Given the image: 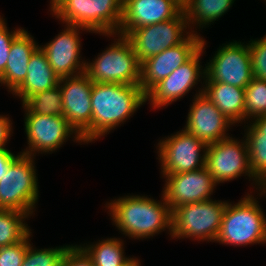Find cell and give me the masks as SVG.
Returning a JSON list of instances; mask_svg holds the SVG:
<instances>
[{
    "label": "cell",
    "mask_w": 266,
    "mask_h": 266,
    "mask_svg": "<svg viewBox=\"0 0 266 266\" xmlns=\"http://www.w3.org/2000/svg\"><path fill=\"white\" fill-rule=\"evenodd\" d=\"M22 30V28H17L10 32L5 19L0 15V76L5 71L11 43Z\"/></svg>",
    "instance_id": "1f68e13d"
},
{
    "label": "cell",
    "mask_w": 266,
    "mask_h": 266,
    "mask_svg": "<svg viewBox=\"0 0 266 266\" xmlns=\"http://www.w3.org/2000/svg\"><path fill=\"white\" fill-rule=\"evenodd\" d=\"M35 157L20 153L0 179V209L34 213L38 202V177Z\"/></svg>",
    "instance_id": "52a82bcc"
},
{
    "label": "cell",
    "mask_w": 266,
    "mask_h": 266,
    "mask_svg": "<svg viewBox=\"0 0 266 266\" xmlns=\"http://www.w3.org/2000/svg\"><path fill=\"white\" fill-rule=\"evenodd\" d=\"M260 40L266 44V35H264L262 38L260 37Z\"/></svg>",
    "instance_id": "74e56055"
},
{
    "label": "cell",
    "mask_w": 266,
    "mask_h": 266,
    "mask_svg": "<svg viewBox=\"0 0 266 266\" xmlns=\"http://www.w3.org/2000/svg\"><path fill=\"white\" fill-rule=\"evenodd\" d=\"M24 126L28 147L20 153L32 157L55 152L71 135L74 142H83L64 116L25 114Z\"/></svg>",
    "instance_id": "7c38bea8"
},
{
    "label": "cell",
    "mask_w": 266,
    "mask_h": 266,
    "mask_svg": "<svg viewBox=\"0 0 266 266\" xmlns=\"http://www.w3.org/2000/svg\"><path fill=\"white\" fill-rule=\"evenodd\" d=\"M92 142L126 122L146 103L139 85L95 83L91 90Z\"/></svg>",
    "instance_id": "7a4b0ae2"
},
{
    "label": "cell",
    "mask_w": 266,
    "mask_h": 266,
    "mask_svg": "<svg viewBox=\"0 0 266 266\" xmlns=\"http://www.w3.org/2000/svg\"><path fill=\"white\" fill-rule=\"evenodd\" d=\"M202 39L200 33H191L182 43L143 61L139 86L144 93L146 94L155 84L186 63L200 49Z\"/></svg>",
    "instance_id": "e0dca14e"
},
{
    "label": "cell",
    "mask_w": 266,
    "mask_h": 266,
    "mask_svg": "<svg viewBox=\"0 0 266 266\" xmlns=\"http://www.w3.org/2000/svg\"><path fill=\"white\" fill-rule=\"evenodd\" d=\"M123 266H141V262L136 257H131V259Z\"/></svg>",
    "instance_id": "d590c367"
},
{
    "label": "cell",
    "mask_w": 266,
    "mask_h": 266,
    "mask_svg": "<svg viewBox=\"0 0 266 266\" xmlns=\"http://www.w3.org/2000/svg\"><path fill=\"white\" fill-rule=\"evenodd\" d=\"M14 155L10 150L7 148L0 149V179L5 175L7 168L9 167L10 163L19 155Z\"/></svg>",
    "instance_id": "e575fe53"
},
{
    "label": "cell",
    "mask_w": 266,
    "mask_h": 266,
    "mask_svg": "<svg viewBox=\"0 0 266 266\" xmlns=\"http://www.w3.org/2000/svg\"><path fill=\"white\" fill-rule=\"evenodd\" d=\"M203 93L232 123L244 122L245 88L223 82L203 81Z\"/></svg>",
    "instance_id": "7402d4cb"
},
{
    "label": "cell",
    "mask_w": 266,
    "mask_h": 266,
    "mask_svg": "<svg viewBox=\"0 0 266 266\" xmlns=\"http://www.w3.org/2000/svg\"><path fill=\"white\" fill-rule=\"evenodd\" d=\"M235 0H189L183 8L189 29L207 27L224 15ZM192 24V25H191ZM193 26V28H192Z\"/></svg>",
    "instance_id": "cb8c5ba5"
},
{
    "label": "cell",
    "mask_w": 266,
    "mask_h": 266,
    "mask_svg": "<svg viewBox=\"0 0 266 266\" xmlns=\"http://www.w3.org/2000/svg\"><path fill=\"white\" fill-rule=\"evenodd\" d=\"M252 122L244 130L249 166L253 176L266 188V115L254 118Z\"/></svg>",
    "instance_id": "603a6c76"
},
{
    "label": "cell",
    "mask_w": 266,
    "mask_h": 266,
    "mask_svg": "<svg viewBox=\"0 0 266 266\" xmlns=\"http://www.w3.org/2000/svg\"><path fill=\"white\" fill-rule=\"evenodd\" d=\"M123 245L122 239L114 237L80 246L92 258L94 266H123L131 259L125 256Z\"/></svg>",
    "instance_id": "d4e9b609"
},
{
    "label": "cell",
    "mask_w": 266,
    "mask_h": 266,
    "mask_svg": "<svg viewBox=\"0 0 266 266\" xmlns=\"http://www.w3.org/2000/svg\"><path fill=\"white\" fill-rule=\"evenodd\" d=\"M248 42L253 77L266 80V44L258 38Z\"/></svg>",
    "instance_id": "f546056e"
},
{
    "label": "cell",
    "mask_w": 266,
    "mask_h": 266,
    "mask_svg": "<svg viewBox=\"0 0 266 266\" xmlns=\"http://www.w3.org/2000/svg\"><path fill=\"white\" fill-rule=\"evenodd\" d=\"M203 89L202 84L194 96L184 130L208 145L230 137L226 132L234 123L220 112Z\"/></svg>",
    "instance_id": "9a60e30c"
},
{
    "label": "cell",
    "mask_w": 266,
    "mask_h": 266,
    "mask_svg": "<svg viewBox=\"0 0 266 266\" xmlns=\"http://www.w3.org/2000/svg\"><path fill=\"white\" fill-rule=\"evenodd\" d=\"M177 4H179L182 8H184L189 0H174Z\"/></svg>",
    "instance_id": "8d00e7d4"
},
{
    "label": "cell",
    "mask_w": 266,
    "mask_h": 266,
    "mask_svg": "<svg viewBox=\"0 0 266 266\" xmlns=\"http://www.w3.org/2000/svg\"><path fill=\"white\" fill-rule=\"evenodd\" d=\"M29 217L20 211L0 209V247L16 244L32 231L24 221Z\"/></svg>",
    "instance_id": "484cf974"
},
{
    "label": "cell",
    "mask_w": 266,
    "mask_h": 266,
    "mask_svg": "<svg viewBox=\"0 0 266 266\" xmlns=\"http://www.w3.org/2000/svg\"><path fill=\"white\" fill-rule=\"evenodd\" d=\"M123 0H51V14L61 23L101 35L117 34L122 19Z\"/></svg>",
    "instance_id": "3957f363"
},
{
    "label": "cell",
    "mask_w": 266,
    "mask_h": 266,
    "mask_svg": "<svg viewBox=\"0 0 266 266\" xmlns=\"http://www.w3.org/2000/svg\"><path fill=\"white\" fill-rule=\"evenodd\" d=\"M104 36L118 38L92 62L85 61L84 73L95 83L139 85L141 64L130 41L119 34Z\"/></svg>",
    "instance_id": "5b68a950"
},
{
    "label": "cell",
    "mask_w": 266,
    "mask_h": 266,
    "mask_svg": "<svg viewBox=\"0 0 266 266\" xmlns=\"http://www.w3.org/2000/svg\"><path fill=\"white\" fill-rule=\"evenodd\" d=\"M165 179L162 191L170 210L189 204L211 200L218 184L206 167L180 174H161Z\"/></svg>",
    "instance_id": "2e32d148"
},
{
    "label": "cell",
    "mask_w": 266,
    "mask_h": 266,
    "mask_svg": "<svg viewBox=\"0 0 266 266\" xmlns=\"http://www.w3.org/2000/svg\"><path fill=\"white\" fill-rule=\"evenodd\" d=\"M228 201L207 200L172 210L171 237L197 241H216Z\"/></svg>",
    "instance_id": "8992f818"
},
{
    "label": "cell",
    "mask_w": 266,
    "mask_h": 266,
    "mask_svg": "<svg viewBox=\"0 0 266 266\" xmlns=\"http://www.w3.org/2000/svg\"><path fill=\"white\" fill-rule=\"evenodd\" d=\"M62 266H94V263L80 245H71L64 255Z\"/></svg>",
    "instance_id": "d6a6232c"
},
{
    "label": "cell",
    "mask_w": 266,
    "mask_h": 266,
    "mask_svg": "<svg viewBox=\"0 0 266 266\" xmlns=\"http://www.w3.org/2000/svg\"><path fill=\"white\" fill-rule=\"evenodd\" d=\"M167 137L157 145L162 174H180L205 167L207 145L203 141L184 129Z\"/></svg>",
    "instance_id": "30bf717a"
},
{
    "label": "cell",
    "mask_w": 266,
    "mask_h": 266,
    "mask_svg": "<svg viewBox=\"0 0 266 266\" xmlns=\"http://www.w3.org/2000/svg\"><path fill=\"white\" fill-rule=\"evenodd\" d=\"M266 115V80L254 78L245 88L244 123Z\"/></svg>",
    "instance_id": "83f0119b"
},
{
    "label": "cell",
    "mask_w": 266,
    "mask_h": 266,
    "mask_svg": "<svg viewBox=\"0 0 266 266\" xmlns=\"http://www.w3.org/2000/svg\"><path fill=\"white\" fill-rule=\"evenodd\" d=\"M161 199L156 201L145 195H127L110 200L105 207L113 225L129 238L143 240L166 229L171 236L172 211L163 194Z\"/></svg>",
    "instance_id": "6da1fadb"
},
{
    "label": "cell",
    "mask_w": 266,
    "mask_h": 266,
    "mask_svg": "<svg viewBox=\"0 0 266 266\" xmlns=\"http://www.w3.org/2000/svg\"><path fill=\"white\" fill-rule=\"evenodd\" d=\"M38 48L34 37L23 29L11 43L6 68L0 76L1 86L5 85L13 93L24 82L29 60Z\"/></svg>",
    "instance_id": "ffe728a7"
},
{
    "label": "cell",
    "mask_w": 266,
    "mask_h": 266,
    "mask_svg": "<svg viewBox=\"0 0 266 266\" xmlns=\"http://www.w3.org/2000/svg\"><path fill=\"white\" fill-rule=\"evenodd\" d=\"M183 8L174 0H123L122 19L117 34L177 17Z\"/></svg>",
    "instance_id": "d6986e66"
},
{
    "label": "cell",
    "mask_w": 266,
    "mask_h": 266,
    "mask_svg": "<svg viewBox=\"0 0 266 266\" xmlns=\"http://www.w3.org/2000/svg\"><path fill=\"white\" fill-rule=\"evenodd\" d=\"M65 30L55 38L39 47L45 53L51 68L61 79L76 76L85 71V60L81 59L80 30L75 25L66 24ZM82 60V61H81Z\"/></svg>",
    "instance_id": "ac0fdd59"
},
{
    "label": "cell",
    "mask_w": 266,
    "mask_h": 266,
    "mask_svg": "<svg viewBox=\"0 0 266 266\" xmlns=\"http://www.w3.org/2000/svg\"><path fill=\"white\" fill-rule=\"evenodd\" d=\"M187 28L189 30L182 11L175 18L130 30L124 36L130 41L141 64L163 50L182 43L191 33L198 34L195 30L187 31Z\"/></svg>",
    "instance_id": "9c48e42d"
},
{
    "label": "cell",
    "mask_w": 266,
    "mask_h": 266,
    "mask_svg": "<svg viewBox=\"0 0 266 266\" xmlns=\"http://www.w3.org/2000/svg\"><path fill=\"white\" fill-rule=\"evenodd\" d=\"M222 45L205 64L204 81L246 88L253 79L248 43L233 41Z\"/></svg>",
    "instance_id": "8fae6325"
},
{
    "label": "cell",
    "mask_w": 266,
    "mask_h": 266,
    "mask_svg": "<svg viewBox=\"0 0 266 266\" xmlns=\"http://www.w3.org/2000/svg\"><path fill=\"white\" fill-rule=\"evenodd\" d=\"M205 167L217 183L234 180L240 176L250 177L249 181L261 191L259 196L266 193V188L253 176L249 166V154L246 139L239 141L233 137L208 144L206 149Z\"/></svg>",
    "instance_id": "ba28073f"
},
{
    "label": "cell",
    "mask_w": 266,
    "mask_h": 266,
    "mask_svg": "<svg viewBox=\"0 0 266 266\" xmlns=\"http://www.w3.org/2000/svg\"><path fill=\"white\" fill-rule=\"evenodd\" d=\"M28 248V235L20 242L0 247V266H21Z\"/></svg>",
    "instance_id": "4dcf8cb0"
},
{
    "label": "cell",
    "mask_w": 266,
    "mask_h": 266,
    "mask_svg": "<svg viewBox=\"0 0 266 266\" xmlns=\"http://www.w3.org/2000/svg\"><path fill=\"white\" fill-rule=\"evenodd\" d=\"M63 116L81 136L83 143L92 142V102L93 81L85 74L61 78Z\"/></svg>",
    "instance_id": "4fadbf2b"
},
{
    "label": "cell",
    "mask_w": 266,
    "mask_h": 266,
    "mask_svg": "<svg viewBox=\"0 0 266 266\" xmlns=\"http://www.w3.org/2000/svg\"><path fill=\"white\" fill-rule=\"evenodd\" d=\"M22 107L25 109V114L63 116V100L60 84L28 97L22 103Z\"/></svg>",
    "instance_id": "4316f807"
},
{
    "label": "cell",
    "mask_w": 266,
    "mask_h": 266,
    "mask_svg": "<svg viewBox=\"0 0 266 266\" xmlns=\"http://www.w3.org/2000/svg\"><path fill=\"white\" fill-rule=\"evenodd\" d=\"M31 233L28 234V248L21 266H62L64 255L71 245L36 249L33 243L30 244Z\"/></svg>",
    "instance_id": "f1b7e54d"
},
{
    "label": "cell",
    "mask_w": 266,
    "mask_h": 266,
    "mask_svg": "<svg viewBox=\"0 0 266 266\" xmlns=\"http://www.w3.org/2000/svg\"><path fill=\"white\" fill-rule=\"evenodd\" d=\"M205 45L206 41L203 38L200 49L186 63L155 84L145 94L146 102L149 101L153 109L168 106L183 98L201 79H205V69L200 64V58L206 49Z\"/></svg>",
    "instance_id": "5bb4252c"
},
{
    "label": "cell",
    "mask_w": 266,
    "mask_h": 266,
    "mask_svg": "<svg viewBox=\"0 0 266 266\" xmlns=\"http://www.w3.org/2000/svg\"><path fill=\"white\" fill-rule=\"evenodd\" d=\"M251 193L236 204L227 203L216 243L247 246L266 243V217Z\"/></svg>",
    "instance_id": "277c9868"
},
{
    "label": "cell",
    "mask_w": 266,
    "mask_h": 266,
    "mask_svg": "<svg viewBox=\"0 0 266 266\" xmlns=\"http://www.w3.org/2000/svg\"><path fill=\"white\" fill-rule=\"evenodd\" d=\"M60 78L51 68L45 53L39 47L31 56L24 82L12 93L22 103L32 95L51 89L59 84Z\"/></svg>",
    "instance_id": "44dd1931"
},
{
    "label": "cell",
    "mask_w": 266,
    "mask_h": 266,
    "mask_svg": "<svg viewBox=\"0 0 266 266\" xmlns=\"http://www.w3.org/2000/svg\"><path fill=\"white\" fill-rule=\"evenodd\" d=\"M12 121L6 115H0V149L6 148L7 141L10 140L12 130Z\"/></svg>",
    "instance_id": "836d02e7"
}]
</instances>
